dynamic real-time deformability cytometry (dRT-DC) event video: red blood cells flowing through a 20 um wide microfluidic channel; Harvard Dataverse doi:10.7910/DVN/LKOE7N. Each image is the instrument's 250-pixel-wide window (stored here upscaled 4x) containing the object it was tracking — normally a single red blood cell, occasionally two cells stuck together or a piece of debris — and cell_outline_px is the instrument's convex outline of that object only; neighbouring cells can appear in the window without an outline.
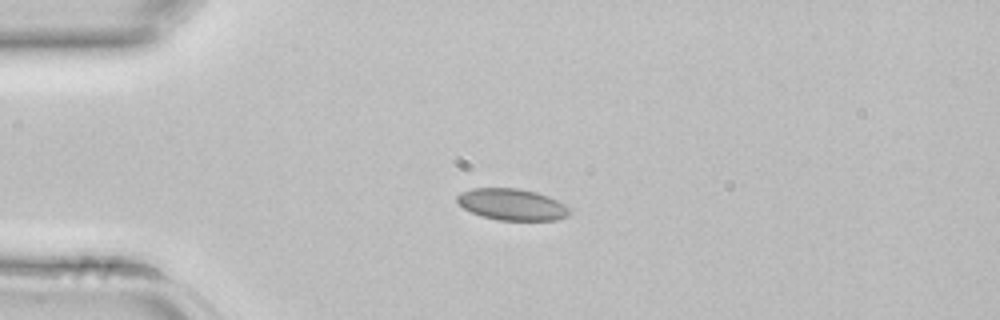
{"species": "common noctule bat (a hibernating species)", "species_latin": "Nyctalus noctula", "temperature_condition": "room temperature", "stored_images_in_passage": 34, "camera_frame_rate_fps": 3000, "um_per_image_px": 0.085, "animal": {"sex": "female", "body_mass_g": 22.7, "forearm_length_mm": 54.2}, "frame": {"image": 1, "passage_image": 1, "time_ms": 0.0, "image_size_px": [1000, 320], "cell_outline_px": [[568, 216], [556, 220], [496, 220], [472, 212], [464, 208], [456, 200], [456, 196], [460, 192], [472, 188], [520, 188], [536, 192], [548, 196], [564, 204], [568, 208]], "centroid_in_image_um": [43.5, 17.37], "position_along_channel_um": 41.5, "area_um2": 20.52}}
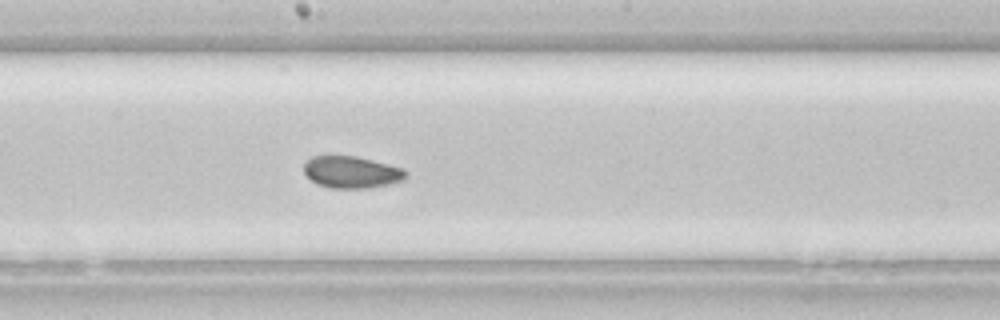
{"frame": {"image": 2, "passage_image": 14, "time_ms": 4.333, "image_size_px": [1000, 320], "cell_outline_px": [[408, 176], [404, 180], [368, 188], [328, 188], [316, 184], [304, 172], [304, 164], [312, 156], [356, 156], [388, 164], [400, 168], [408, 172]], "centroid_in_image_um": [29.87, 14.64], "position_along_channel_um": 218.3, "area_um2": 18.84}}
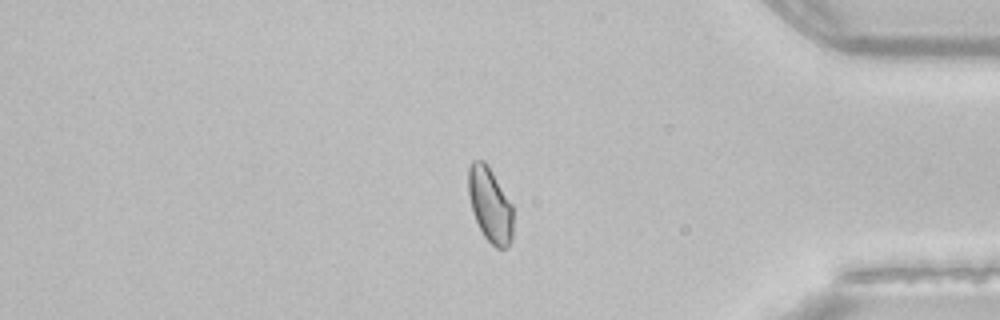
{"frame": {"image": 3, "passage_image": 27, "time_ms": 8.667, "image_size_px": [1000, 320], "cell_outline_px": [[512, 240], [508, 248], [496, 248], [484, 236], [472, 212], [468, 196], [468, 168], [472, 160], [484, 160], [488, 164], [512, 204]], "centroid_in_image_um": [41.64, 17.39], "position_along_channel_um": 393.6, "area_um2": 19.65}}